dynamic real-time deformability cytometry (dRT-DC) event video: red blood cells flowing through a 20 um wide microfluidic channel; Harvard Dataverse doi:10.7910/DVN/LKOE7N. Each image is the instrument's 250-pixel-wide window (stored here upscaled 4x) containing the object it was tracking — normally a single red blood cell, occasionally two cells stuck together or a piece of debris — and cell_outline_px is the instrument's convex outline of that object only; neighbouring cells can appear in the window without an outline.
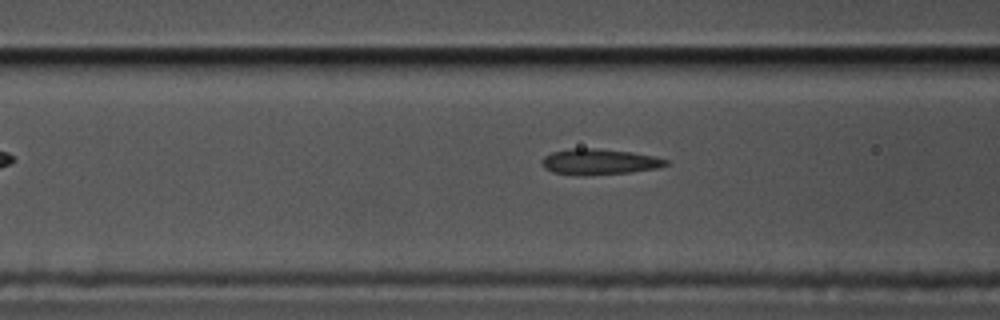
{"species": "common noctule bat (a hibernating species)", "species_latin": "Nyctalus noctula", "temperature_condition": "cold", "stored_images_in_passage": 35, "camera_frame_rate_fps": 3000, "um_per_image_px": 0.085, "animal": {"sex": "male", "body_mass_g": 17.5, "forearm_length_mm": 52.3}, "frame": {"image": 1, "passage_image": 5, "time_ms": 1.333, "image_size_px": [1000, 320], "cell_outline_px": [[668, 164], [656, 168], [632, 172], [552, 172], [544, 168], [540, 160], [544, 156], [552, 152], [572, 148], [600, 148], [632, 152], [656, 156], [668, 160]], "centroid_in_image_um": [50.98, 13.68], "position_along_channel_um": 115.6, "area_um2": 17.69}}
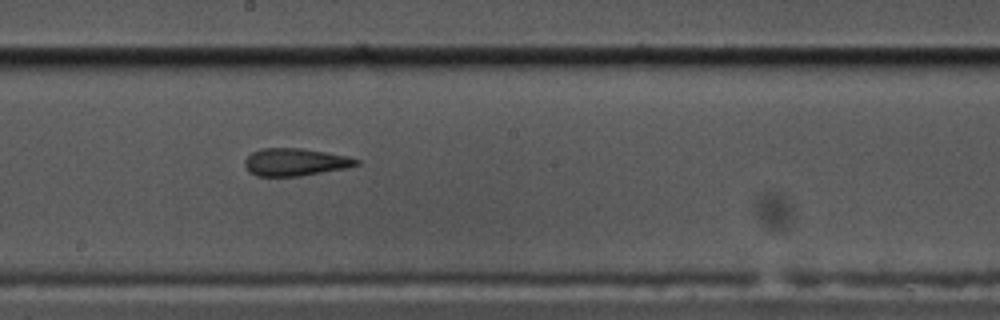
{"frame": {"image": 2, "passage_image": 14, "time_ms": 4.333, "image_size_px": [1000, 320], "cell_outline_px": [[360, 164], [348, 168], [300, 176], [256, 176], [248, 172], [244, 168], [244, 160], [252, 152], [260, 148], [300, 148], [348, 156], [360, 160]], "centroid_in_image_um": [25.07, 13.78], "position_along_channel_um": 223.1, "area_um2": 18.09}}
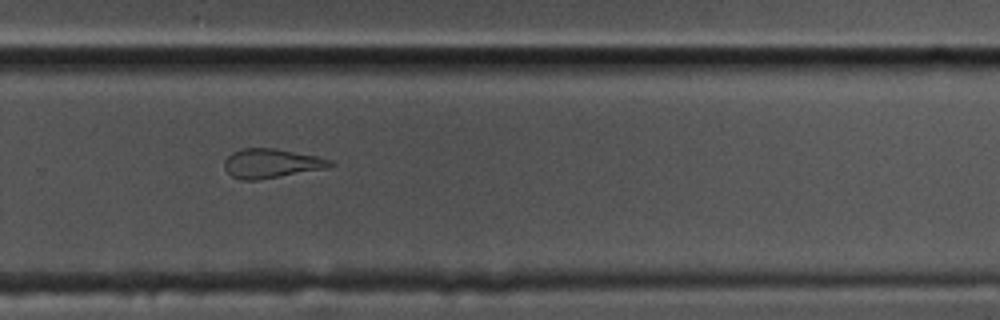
{"frame": {"image": 3, "passage_image": 21, "time_ms": 6.667, "image_size_px": [1000, 320], "cell_outline_px": [[336, 164], [324, 168], [260, 180], [240, 180], [232, 176], [224, 168], [224, 160], [232, 152], [240, 148], [276, 148], [316, 156], [332, 160]], "centroid_in_image_um": [23.03, 13.88], "position_along_channel_um": 306.8, "area_um2": 18.03}, "authors_computed_cell_mechanics": {"area_um2": 18.3804, "velocity_mm_per_s": 3.586, "shape_relaxation_time_tau1_ms": null, "shape_relaxation_time_tau2_ms": 2.3642, "deformation_change_tau1": null, "deformation_change_tau2": 0.0943}}